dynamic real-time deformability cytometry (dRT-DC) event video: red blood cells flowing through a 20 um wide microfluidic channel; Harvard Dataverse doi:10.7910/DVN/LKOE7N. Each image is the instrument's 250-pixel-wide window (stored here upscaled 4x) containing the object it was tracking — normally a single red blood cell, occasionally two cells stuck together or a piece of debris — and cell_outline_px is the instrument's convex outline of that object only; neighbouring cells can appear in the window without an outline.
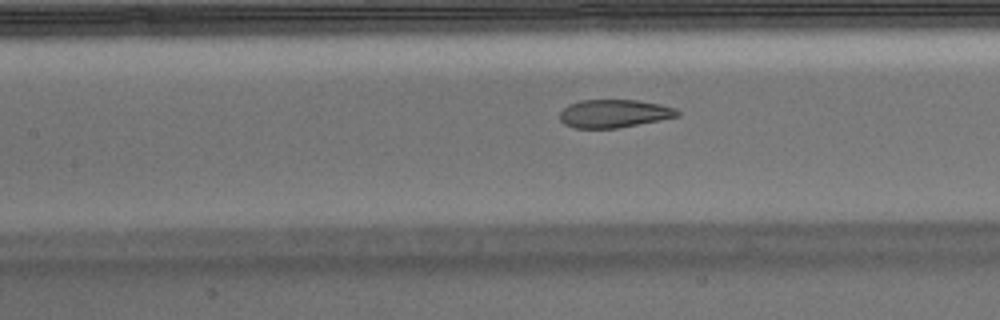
{"species": "Egyptian fruit bat (a non-hibernating species)", "species_latin": "Rousettus aegyptiacus", "temperature_condition": "warm", "stored_images_in_passage": 52, "camera_frame_rate_fps": 3000, "um_per_image_px": 0.085, "animal": {"sex": "male"}, "frame": {"image": 1, "passage_image": 23, "time_ms": 7.333, "image_size_px": [1000, 320], "cell_outline_px": [[680, 116], [616, 128], [572, 128], [564, 124], [560, 120], [560, 112], [568, 104], [580, 100], [636, 100], [660, 104], [676, 108], [680, 112]], "centroid_in_image_um": [52.18, 9.65], "position_along_channel_um": 155.2, "area_um2": 19.25}}
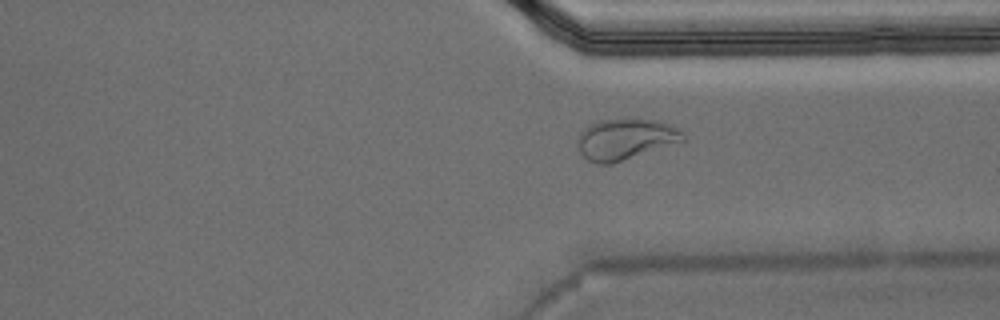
{"frame": {"image": 2, "passage_image": 39, "time_ms": 12.667, "image_size_px": [1000, 320], "cell_outline_px": [[688, 140], [612, 164], [596, 164], [588, 160], [580, 152], [580, 132], [588, 124], [600, 120], [620, 116], [628, 116], [660, 120], [680, 128], [684, 132]], "centroid_in_image_um": [53.25, 11.77], "position_along_channel_um": 358.1, "area_um2": 26.18}}
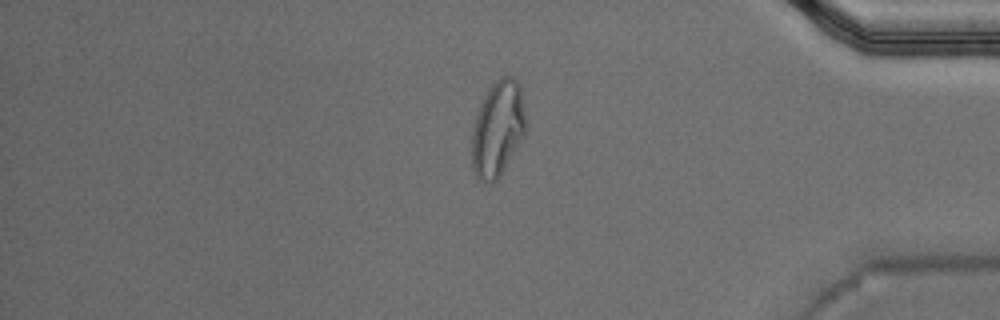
{"frame": {"image": 3, "passage_image": 44, "time_ms": 14.333, "image_size_px": [1000, 320], "cell_outline_px": [[524, 136], [500, 176], [492, 184], [488, 184], [480, 180], [476, 176], [472, 168], [472, 128], [480, 104], [484, 96], [492, 84], [500, 76], [512, 76], [520, 84], [524, 112]], "centroid_in_image_um": [42.29, 10.96], "position_along_channel_um": 392.9, "area_um2": 29.94}, "authors_computed_cell_mechanics": {"area_um2": 21.0392, "velocity_mm_per_s": 3.8044, "shape_relaxation_time_tau1_ms": null, "shape_relaxation_time_tau2_ms": 0.9997, "deformation_change_tau1": null, "deformation_change_tau2": 0.069}}